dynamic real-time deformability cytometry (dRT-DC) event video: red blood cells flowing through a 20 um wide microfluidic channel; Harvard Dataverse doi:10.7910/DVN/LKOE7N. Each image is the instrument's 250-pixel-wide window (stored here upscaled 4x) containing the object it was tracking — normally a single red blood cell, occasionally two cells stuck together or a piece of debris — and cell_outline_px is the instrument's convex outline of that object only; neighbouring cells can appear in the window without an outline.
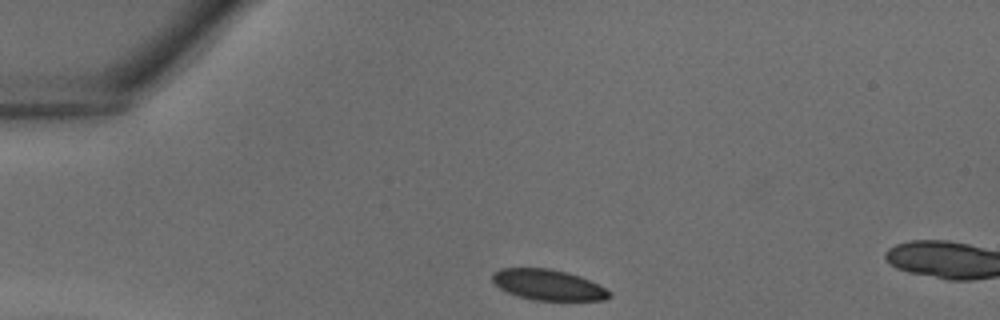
{"species": "common noctule bat (a hibernating species)", "species_latin": "Nyctalus noctula", "temperature_condition": "warm", "stored_images_in_passage": 5, "camera_frame_rate_fps": 3000, "um_per_image_px": 0.085, "animal": {"sex": "male", "body_mass_g": 18.8}, "frame": {"image": 1, "passage_image": 1, "time_ms": 0.0, "image_size_px": [1000, 320], "cell_outline_px": [[612, 296], [604, 300], [532, 300], [508, 292], [500, 288], [492, 280], [492, 276], [500, 268], [548, 268], [568, 272], [580, 276], [612, 292]], "centroid_in_image_um": [46.61, 24.21], "position_along_channel_um": 38.4, "area_um2": 20.69}}